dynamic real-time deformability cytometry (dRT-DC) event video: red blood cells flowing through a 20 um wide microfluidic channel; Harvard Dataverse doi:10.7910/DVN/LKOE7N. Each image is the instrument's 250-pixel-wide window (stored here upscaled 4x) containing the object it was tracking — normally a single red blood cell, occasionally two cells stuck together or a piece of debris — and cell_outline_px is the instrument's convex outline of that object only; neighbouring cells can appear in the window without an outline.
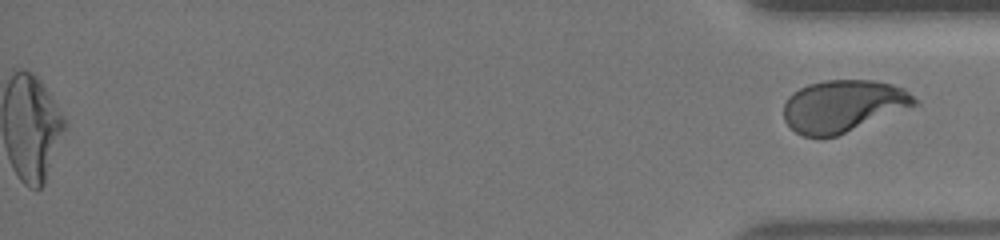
{"species": "human", "species_latin": "Homo sapiens", "temperature_condition": "warm", "stored_images_in_passage": 35, "camera_frame_rate_fps": 3000, "um_per_image_px": 0.085, "donor": {"sex": "female"}, "frame": {"image": 1, "passage_image": 35, "time_ms": 11.333, "image_size_px": [1000, 240], "cell_outline_px": [[920, 104], [836, 136], [804, 136], [796, 132], [784, 120], [784, 104], [788, 96], [800, 88], [808, 84], [824, 80], [872, 80], [892, 84], [904, 88]], "centroid_in_image_um": [71.67, 8.99], "position_along_channel_um": 363.5, "area_um2": 39.48}}